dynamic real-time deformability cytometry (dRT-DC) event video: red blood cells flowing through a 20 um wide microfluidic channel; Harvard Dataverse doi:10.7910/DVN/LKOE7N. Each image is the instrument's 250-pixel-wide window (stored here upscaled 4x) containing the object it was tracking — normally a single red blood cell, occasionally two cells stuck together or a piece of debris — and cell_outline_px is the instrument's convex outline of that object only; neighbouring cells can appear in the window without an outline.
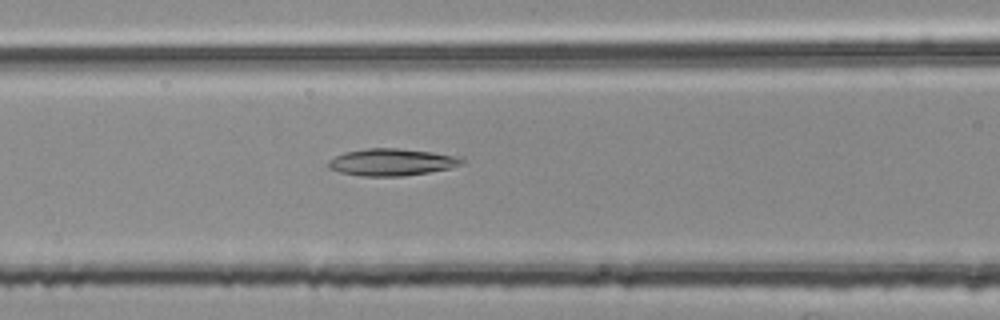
{"species": "common noctule bat (a hibernating species)", "species_latin": "Nyctalus noctula", "temperature_condition": "room temperature", "stored_images_in_passage": 41, "camera_frame_rate_fps": 3000, "um_per_image_px": 0.085, "animal": {"sex": "female", "body_mass_g": 25.1}, "frame": {"image": 1, "passage_image": 10, "time_ms": 3.0, "image_size_px": [1000, 320], "cell_outline_px": [[464, 160], [460, 164], [448, 168], [428, 172], [404, 176], [360, 176], [340, 172], [328, 168], [328, 160], [344, 152], [364, 148], [396, 148], [432, 152], [452, 156]], "centroid_in_image_um": [33.19, 13.78], "position_along_channel_um": 133.4, "area_um2": 20.75}}
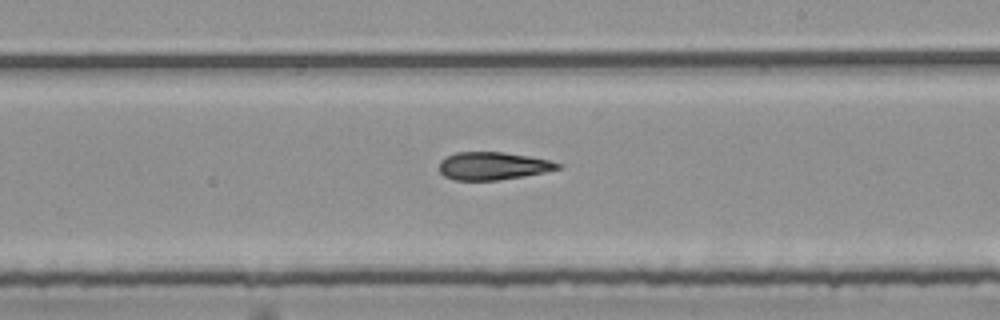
{"frame": {"image": 2, "passage_image": 19, "time_ms": 6.0, "image_size_px": [1000, 320], "cell_outline_px": [[564, 168], [524, 176], [496, 180], [456, 180], [444, 176], [440, 172], [440, 160], [456, 152], [504, 152], [528, 156], [548, 160], [564, 164]], "centroid_in_image_um": [41.94, 14.1], "position_along_channel_um": 247.1, "area_um2": 19.19}}
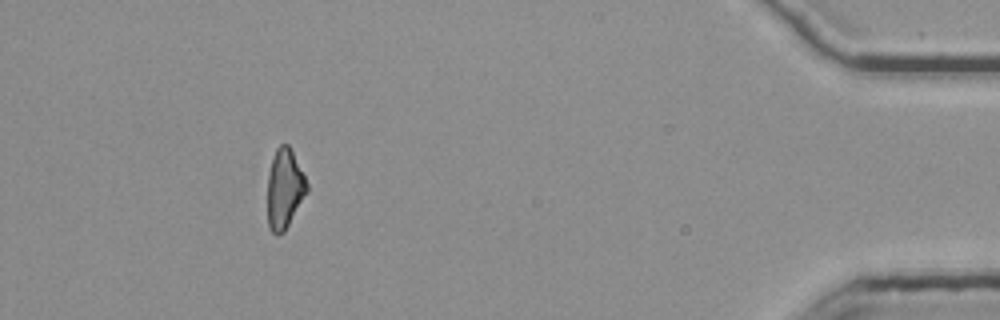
{"frame": {"image": 3, "passage_image": 37, "time_ms": 12.0, "image_size_px": [1000, 320], "cell_outline_px": [[308, 192], [284, 232], [276, 236], [272, 232], [268, 224], [268, 176], [272, 160], [276, 148], [280, 144], [288, 144], [308, 184]], "centroid_in_image_um": [24.19, 16.08], "position_along_channel_um": 411.0, "area_um2": 18.09}, "authors_computed_cell_mechanics": {"area_um2": 19.7676, "velocity_mm_per_s": 3.7972, "shape_relaxation_time_tau1_ms": 6.8018, "shape_relaxation_time_tau2_ms": 5.7455, "deformation_change_tau1": 0.2036, "deformation_change_tau2": 0.1783}}